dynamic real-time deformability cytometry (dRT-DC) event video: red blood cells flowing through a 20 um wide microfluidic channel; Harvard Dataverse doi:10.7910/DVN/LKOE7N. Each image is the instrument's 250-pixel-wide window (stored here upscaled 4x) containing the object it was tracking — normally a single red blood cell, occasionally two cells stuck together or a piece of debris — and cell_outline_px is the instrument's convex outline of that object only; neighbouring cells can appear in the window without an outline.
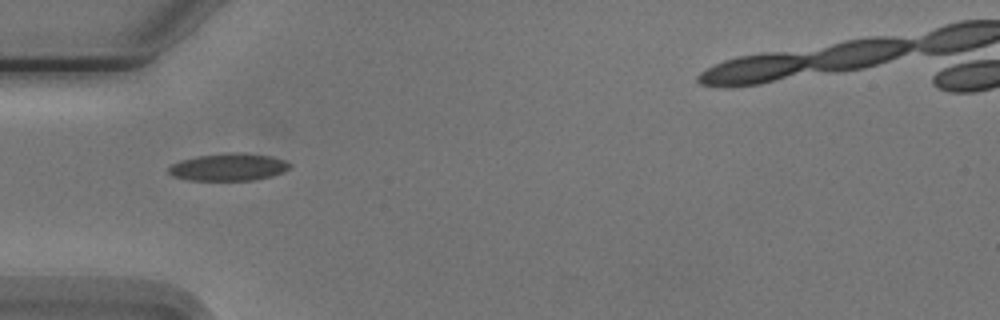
{"species": "Egyptian fruit bat (a non-hibernating species)", "species_latin": "Rousettus aegyptiacus", "temperature_condition": "cold", "stored_images_in_passage": 5, "camera_frame_rate_fps": 3000, "um_per_image_px": 0.085, "animal": {"sex": "male"}, "frame": {"image": 1, "passage_image": 5, "time_ms": 5.0, "image_size_px": [1000, 320], "cell_outline_px": [[292, 164], [288, 168], [272, 176], [252, 180], [188, 180], [172, 176], [168, 172], [168, 168], [172, 164], [180, 160], [200, 156], [236, 152], [272, 156], [284, 160]], "centroid_in_image_um": [19.4, 14.2], "position_along_channel_um": 65.6, "area_um2": 19.07}}